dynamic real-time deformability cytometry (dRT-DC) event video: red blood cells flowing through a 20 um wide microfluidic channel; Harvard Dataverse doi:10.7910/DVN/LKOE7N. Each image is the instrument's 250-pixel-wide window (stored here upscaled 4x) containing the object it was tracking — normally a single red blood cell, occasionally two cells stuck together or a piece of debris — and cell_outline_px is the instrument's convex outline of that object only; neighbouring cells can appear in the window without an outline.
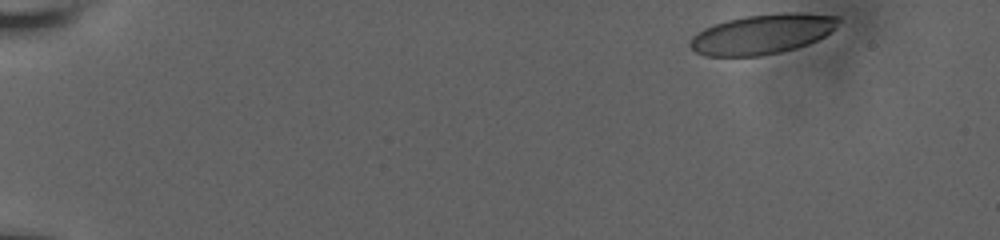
{"species": "human", "species_latin": "Homo sapiens", "temperature_condition": "room temperature", "stored_images_in_passage": 41, "camera_frame_rate_fps": 3000, "um_per_image_px": 0.085, "donor": {"sex": "male"}, "frame": {"image": 1, "passage_image": 1, "time_ms": 0.0, "image_size_px": [1000, 240], "cell_outline_px": [[840, 20], [824, 36], [808, 44], [796, 48], [780, 52], [760, 56], [708, 56], [696, 52], [688, 44], [692, 36], [704, 28], [712, 24], [744, 16], [780, 12], [800, 12], [840, 16]], "centroid_in_image_um": [64.77, 2.89], "position_along_channel_um": 20.2, "area_um2": 34.45}}
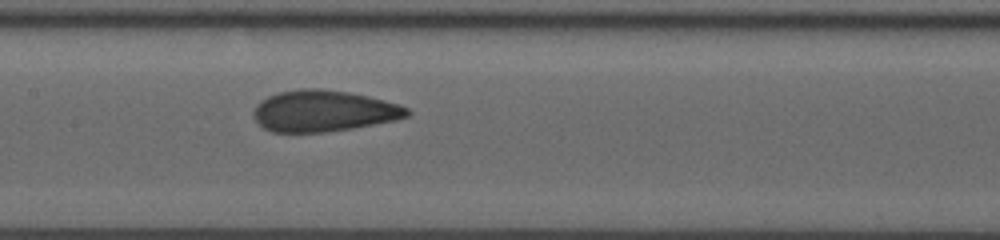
{"frame": {"image": 2, "passage_image": 23, "time_ms": 7.333, "image_size_px": [1000, 240], "cell_outline_px": [[412, 112], [408, 116], [396, 120], [352, 128], [324, 132], [272, 132], [264, 128], [256, 120], [252, 112], [256, 104], [260, 100], [268, 96], [280, 92], [300, 88], [320, 88], [348, 92], [368, 96], [400, 104], [408, 108]], "centroid_in_image_um": [27.51, 9.42], "position_along_channel_um": 179.9, "area_um2": 37.05}}
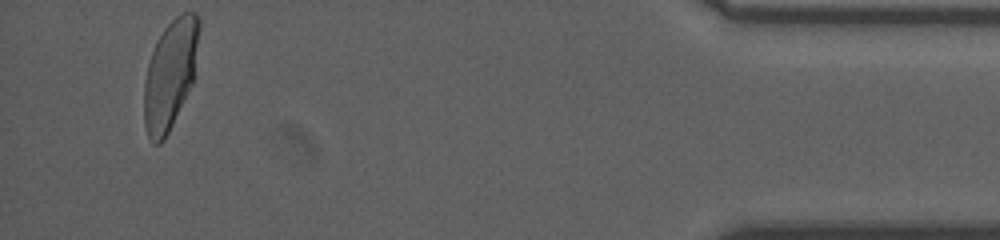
{"frame": {"image": 3, "passage_image": 41, "time_ms": 13.333, "image_size_px": [1000, 240], "cell_outline_px": [[200, 28], [192, 84], [164, 140], [160, 144], [152, 144], [148, 136], [144, 124], [144, 80], [148, 64], [152, 52], [164, 28], [176, 16], [184, 12], [196, 12], [200, 16]], "centroid_in_image_um": [14.46, 6.31], "position_along_channel_um": 420.7, "area_um2": 34.74}, "authors_computed_cell_mechanics": {"area_um2": 36.414, "velocity_mm_per_s": 3.8232, "shape_relaxation_time_tau1_ms": 8.5328, "shape_relaxation_time_tau2_ms": null, "deformation_change_tau1": 0.245, "deformation_change_tau2": null}}